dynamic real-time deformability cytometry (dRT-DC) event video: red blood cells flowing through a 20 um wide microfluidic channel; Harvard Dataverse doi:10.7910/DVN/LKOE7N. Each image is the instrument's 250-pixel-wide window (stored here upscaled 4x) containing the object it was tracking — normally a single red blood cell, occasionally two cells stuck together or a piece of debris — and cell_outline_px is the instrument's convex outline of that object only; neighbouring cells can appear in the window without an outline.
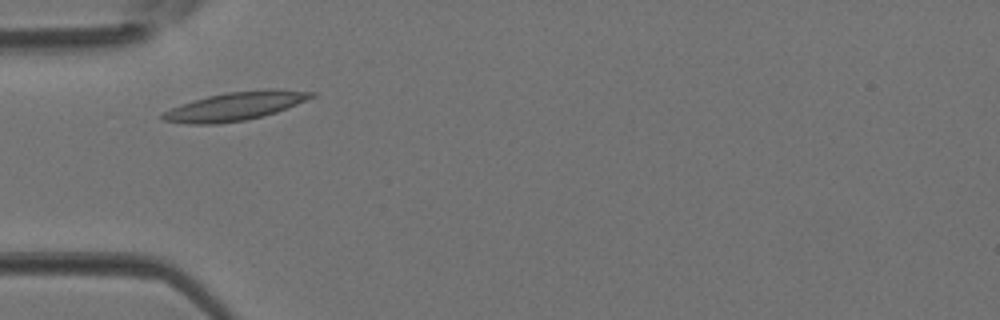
{"species": "Egyptian fruit bat (a non-hibernating species)", "species_latin": "Rousettus aegyptiacus", "temperature_condition": "room temperature", "stored_images_in_passage": 3, "camera_frame_rate_fps": 3000, "um_per_image_px": 0.085, "animal": {"sex": "female"}, "frame": {"image": 1, "passage_image": 2, "time_ms": 0.333, "image_size_px": [1000, 320], "cell_outline_px": [[316, 96], [276, 112], [264, 116], [244, 120], [220, 124], [188, 124], [164, 120], [160, 116], [164, 112], [172, 108], [208, 96], [228, 92], [268, 88], [276, 88], [316, 92]], "centroid_in_image_um": [20.07, 9.02], "position_along_channel_um": 64.9, "area_um2": 24.51}}
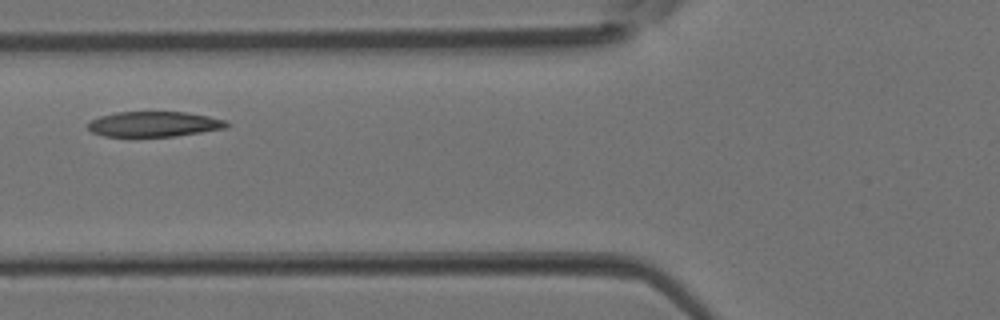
{"frame": {"image": 2, "passage_image": 3, "time_ms": 0.667, "image_size_px": [1000, 320], "cell_outline_px": [[232, 124], [228, 128], [176, 136], [104, 136], [92, 132], [88, 128], [88, 124], [92, 120], [100, 116], [116, 112], [184, 112], [208, 116], [224, 120]], "centroid_in_image_um": [13.14, 10.55], "position_along_channel_um": 112.7, "area_um2": 20.35}}